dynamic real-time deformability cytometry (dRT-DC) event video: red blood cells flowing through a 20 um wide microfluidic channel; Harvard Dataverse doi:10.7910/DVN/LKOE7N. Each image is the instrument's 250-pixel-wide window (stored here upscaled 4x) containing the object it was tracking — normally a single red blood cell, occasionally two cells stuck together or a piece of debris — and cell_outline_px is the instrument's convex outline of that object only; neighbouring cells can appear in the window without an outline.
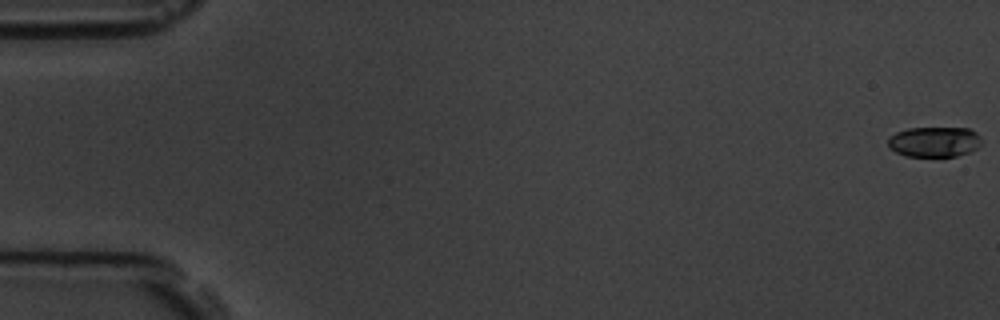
{"species": "common noctule bat (a hibernating species)", "species_latin": "Nyctalus noctula", "temperature_condition": "room temperature", "stored_images_in_passage": 7, "camera_frame_rate_fps": 3000, "um_per_image_px": 0.085, "animal": {"sex": "male", "body_mass_g": 19.5, "forearm_length_mm": 54.6}, "frame": {"image": 1, "passage_image": 1, "time_ms": 0.0, "image_size_px": [1000, 320], "cell_outline_px": [[980, 144], [972, 152], [956, 156], [904, 156], [896, 152], [888, 144], [888, 136], [896, 132], [908, 128], [968, 128], [976, 132], [980, 136]], "centroid_in_image_um": [79.42, 12.05], "position_along_channel_um": 5.6, "area_um2": 16.53}}
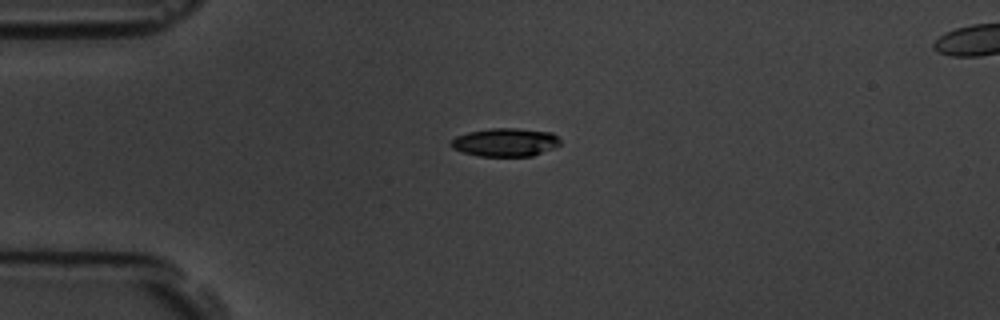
{"frame": {"image": 2, "passage_image": 5, "time_ms": 4.667, "image_size_px": [1000, 320], "cell_outline_px": [[560, 144], [556, 148], [532, 156], [480, 156], [464, 152], [452, 148], [448, 144], [456, 136], [468, 132], [492, 128], [520, 128], [552, 132], [560, 140]], "centroid_in_image_um": [42.97, 12.09], "position_along_channel_um": 42.0, "area_um2": 18.15}}